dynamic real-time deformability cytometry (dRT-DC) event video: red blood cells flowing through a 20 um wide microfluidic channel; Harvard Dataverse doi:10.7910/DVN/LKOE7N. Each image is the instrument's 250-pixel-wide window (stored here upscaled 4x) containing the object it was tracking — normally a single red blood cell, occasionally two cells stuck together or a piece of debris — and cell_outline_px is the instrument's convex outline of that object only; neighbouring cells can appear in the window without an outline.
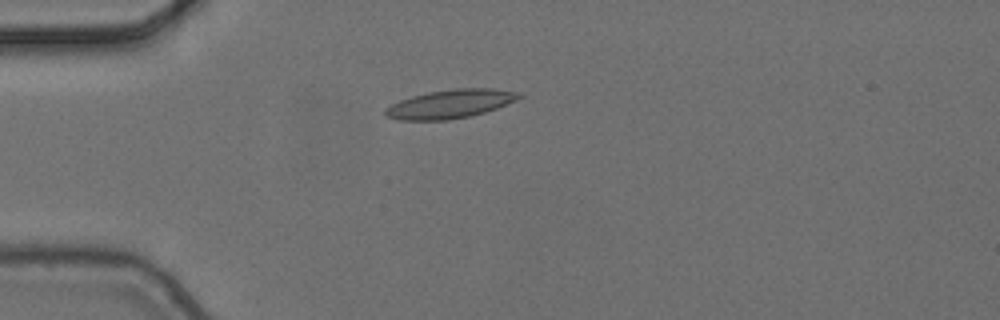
{"species": "common noctule bat (a hibernating species)", "species_latin": "Nyctalus noctula", "temperature_condition": "cold", "stored_images_in_passage": 6, "camera_frame_rate_fps": 3000, "um_per_image_px": 0.085, "animal": {"sex": "female", "body_mass_g": 24.6, "forearm_length_mm": 56.2}, "frame": {"image": 1, "passage_image": 1, "time_ms": 0.0, "image_size_px": [1000, 320], "cell_outline_px": [[524, 96], [516, 100], [496, 108], [484, 112], [468, 116], [448, 120], [400, 120], [384, 116], [384, 108], [400, 100], [412, 96], [428, 92], [452, 88], [492, 88], [516, 92]], "centroid_in_image_um": [38.23, 8.83], "position_along_channel_um": 46.8, "area_um2": 22.25}}
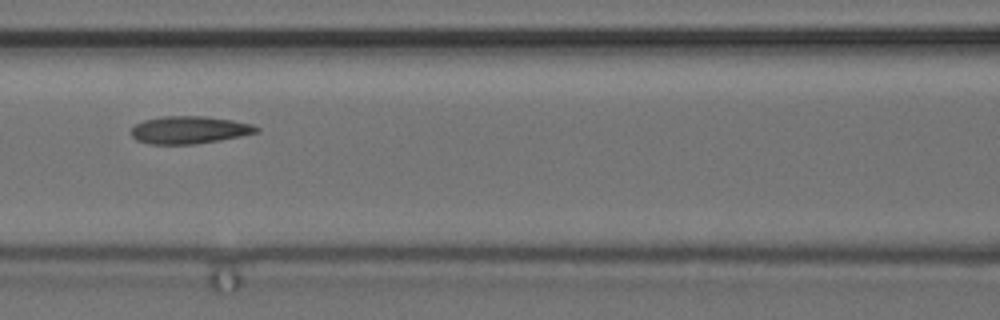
{"frame": {"image": 2, "passage_image": 4, "time_ms": 1.0, "image_size_px": [1000, 320], "cell_outline_px": [[260, 132], [220, 140], [192, 144], [148, 144], [136, 140], [132, 136], [132, 128], [136, 124], [144, 120], [164, 116], [204, 116], [232, 120], [252, 124], [260, 128]], "centroid_in_image_um": [16.11, 11.04], "position_along_channel_um": 150.5, "area_um2": 20.06}}
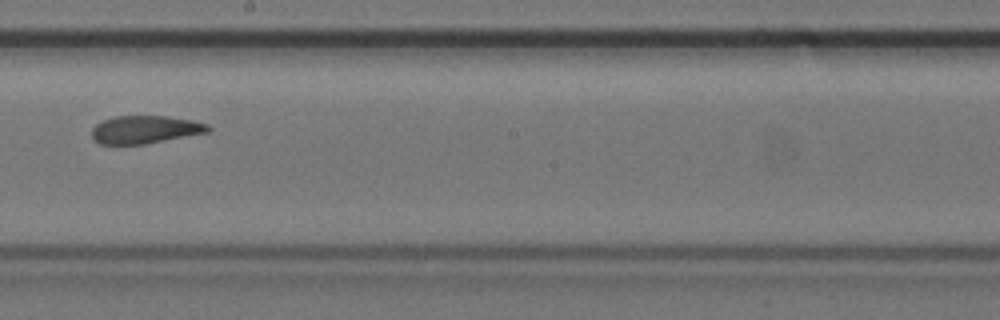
{"frame": {"image": 3, "passage_image": 6, "time_ms": 1.667, "image_size_px": [1000, 320], "cell_outline_px": [[212, 128], [208, 132], [144, 144], [100, 144], [92, 136], [92, 128], [96, 124], [104, 120], [116, 116], [168, 116], [192, 120], [208, 124]], "centroid_in_image_um": [12.35, 11.0], "position_along_channel_um": 235.9, "area_um2": 18.73}}